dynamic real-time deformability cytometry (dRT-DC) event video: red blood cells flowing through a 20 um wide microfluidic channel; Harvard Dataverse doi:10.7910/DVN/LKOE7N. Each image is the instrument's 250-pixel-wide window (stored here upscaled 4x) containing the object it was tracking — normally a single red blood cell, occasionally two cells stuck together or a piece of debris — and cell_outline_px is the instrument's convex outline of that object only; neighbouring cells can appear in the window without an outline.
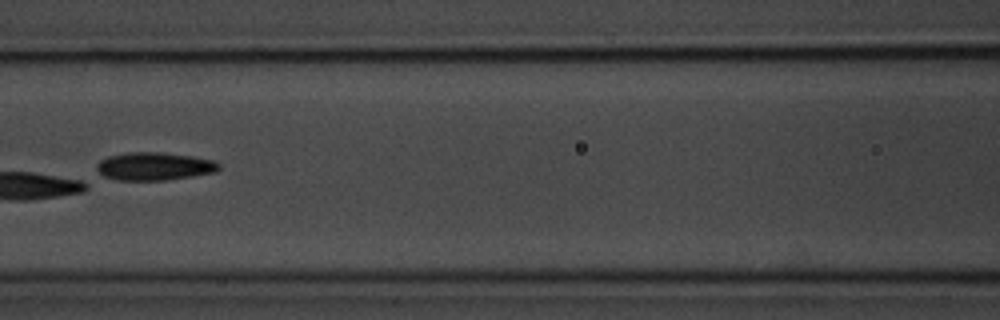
{"species": "common noctule bat (a hibernating species)", "species_latin": "Nyctalus noctula", "temperature_condition": "room temperature", "stored_images_in_passage": 7, "camera_frame_rate_fps": 3000, "um_per_image_px": 0.085, "animal": {"sex": "male", "body_mass_g": 20.1, "forearm_length_mm": 53.5}, "frame": {"image": 1, "passage_image": 6, "time_ms": 6.667, "image_size_px": [1000, 320], "cell_outline_px": [[220, 168], [216, 172], [168, 180], [116, 180], [96, 176], [96, 164], [100, 160], [108, 156], [128, 152], [160, 152], [192, 156], [212, 160], [220, 164]], "centroid_in_image_um": [13.03, 14.15], "position_along_channel_um": 153.6, "area_um2": 20.29}}